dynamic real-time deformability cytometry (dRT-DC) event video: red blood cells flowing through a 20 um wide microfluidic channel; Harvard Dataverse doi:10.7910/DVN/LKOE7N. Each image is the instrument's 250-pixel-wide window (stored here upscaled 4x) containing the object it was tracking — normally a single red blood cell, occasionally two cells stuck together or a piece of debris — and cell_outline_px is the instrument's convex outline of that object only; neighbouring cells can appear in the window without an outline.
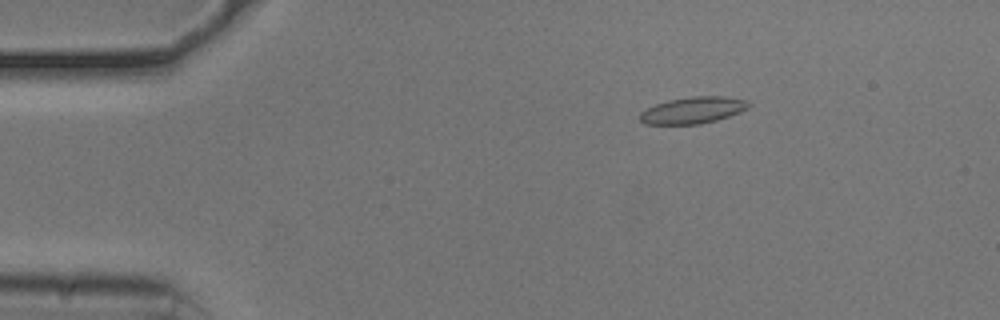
{"species": "common noctule bat (a hibernating species)", "species_latin": "Nyctalus noctula", "temperature_condition": "cold", "stored_images_in_passage": 17, "camera_frame_rate_fps": 3000, "um_per_image_px": 0.085, "animal": {"sex": "male", "body_mass_g": 20.5, "forearm_length_mm": 52.5}, "frame": {"image": 1, "passage_image": 1, "time_ms": 0.0, "image_size_px": [1000, 320], "cell_outline_px": [[752, 104], [748, 108], [740, 112], [716, 120], [700, 124], [644, 124], [640, 120], [640, 112], [644, 108], [668, 100], [692, 96], [728, 96], [744, 100]], "centroid_in_image_um": [58.88, 9.36], "position_along_channel_um": 26.1, "area_um2": 16.94}}
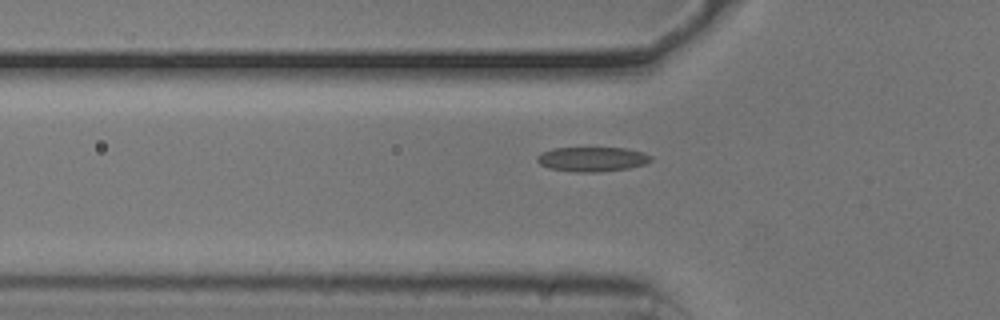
{"frame": {"image": 2, "passage_image": 10, "time_ms": 3.0, "image_size_px": [1000, 320], "cell_outline_px": [[652, 160], [644, 164], [628, 168], [596, 172], [576, 172], [548, 168], [540, 164], [536, 160], [536, 156], [540, 152], [552, 148], [624, 148], [644, 152], [652, 156]], "centroid_in_image_um": [50.3, 13.52], "position_along_channel_um": 75.5, "area_um2": 16.36}}
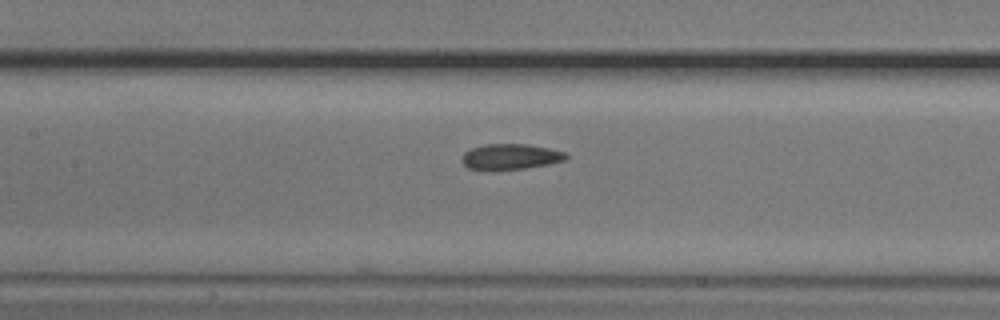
{"frame": {"image": 3, "passage_image": 17, "time_ms": 5.333, "image_size_px": [1000, 320], "cell_outline_px": [[568, 156], [564, 160], [548, 164], [524, 168], [492, 172], [468, 168], [460, 160], [460, 156], [464, 152], [472, 148], [484, 144], [528, 144], [548, 148], [564, 152]], "centroid_in_image_um": [43.3, 13.34], "position_along_channel_um": 164.1, "area_um2": 15.9}}